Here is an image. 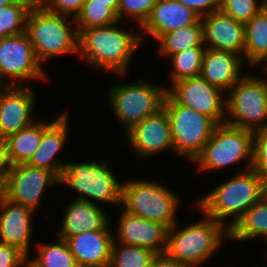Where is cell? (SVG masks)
Instances as JSON below:
<instances>
[{"mask_svg":"<svg viewBox=\"0 0 267 267\" xmlns=\"http://www.w3.org/2000/svg\"><path fill=\"white\" fill-rule=\"evenodd\" d=\"M115 22L106 26L82 29L79 32L78 51L95 69L126 73L128 63L143 40L140 35L132 34L117 27ZM93 64V65H92Z\"/></svg>","mask_w":267,"mask_h":267,"instance_id":"6da1fadb","label":"cell"},{"mask_svg":"<svg viewBox=\"0 0 267 267\" xmlns=\"http://www.w3.org/2000/svg\"><path fill=\"white\" fill-rule=\"evenodd\" d=\"M265 193L266 185L251 168L220 184L196 204L204 215L222 224L224 219L234 215V219L227 225L230 229Z\"/></svg>","mask_w":267,"mask_h":267,"instance_id":"7a4b0ae2","label":"cell"},{"mask_svg":"<svg viewBox=\"0 0 267 267\" xmlns=\"http://www.w3.org/2000/svg\"><path fill=\"white\" fill-rule=\"evenodd\" d=\"M202 215L205 218L203 221L183 229L177 227L176 223L167 230L165 254L169 258L188 267L199 266L217 251L224 237L229 239L227 224H222L203 213Z\"/></svg>","mask_w":267,"mask_h":267,"instance_id":"3957f363","label":"cell"},{"mask_svg":"<svg viewBox=\"0 0 267 267\" xmlns=\"http://www.w3.org/2000/svg\"><path fill=\"white\" fill-rule=\"evenodd\" d=\"M66 18L68 16L48 11L38 1L30 9L25 32L41 64L51 57L79 53V33L76 27L67 24Z\"/></svg>","mask_w":267,"mask_h":267,"instance_id":"277c9868","label":"cell"},{"mask_svg":"<svg viewBox=\"0 0 267 267\" xmlns=\"http://www.w3.org/2000/svg\"><path fill=\"white\" fill-rule=\"evenodd\" d=\"M178 205L177 195L161 183L149 180L122 183L121 208L129 214L160 222L169 229L176 224Z\"/></svg>","mask_w":267,"mask_h":267,"instance_id":"5b68a950","label":"cell"},{"mask_svg":"<svg viewBox=\"0 0 267 267\" xmlns=\"http://www.w3.org/2000/svg\"><path fill=\"white\" fill-rule=\"evenodd\" d=\"M252 152L253 131L221 123L215 126L211 137L192 162H196L199 170L206 171L247 160L244 170H249L252 168Z\"/></svg>","mask_w":267,"mask_h":267,"instance_id":"8992f818","label":"cell"},{"mask_svg":"<svg viewBox=\"0 0 267 267\" xmlns=\"http://www.w3.org/2000/svg\"><path fill=\"white\" fill-rule=\"evenodd\" d=\"M110 169L104 162H67L59 184L68 185L79 192L76 197L79 200L92 204H96L94 202L97 200L121 206L122 184Z\"/></svg>","mask_w":267,"mask_h":267,"instance_id":"52a82bcc","label":"cell"},{"mask_svg":"<svg viewBox=\"0 0 267 267\" xmlns=\"http://www.w3.org/2000/svg\"><path fill=\"white\" fill-rule=\"evenodd\" d=\"M245 76L229 90L226 113L232 119L225 118V123L254 132L267 127V81Z\"/></svg>","mask_w":267,"mask_h":267,"instance_id":"ba28073f","label":"cell"},{"mask_svg":"<svg viewBox=\"0 0 267 267\" xmlns=\"http://www.w3.org/2000/svg\"><path fill=\"white\" fill-rule=\"evenodd\" d=\"M163 108L170 119L174 152L193 161L217 124L210 117L177 104L167 93Z\"/></svg>","mask_w":267,"mask_h":267,"instance_id":"9c48e42d","label":"cell"},{"mask_svg":"<svg viewBox=\"0 0 267 267\" xmlns=\"http://www.w3.org/2000/svg\"><path fill=\"white\" fill-rule=\"evenodd\" d=\"M140 79L134 83L113 85L109 99L117 118L125 131L163 108L166 88Z\"/></svg>","mask_w":267,"mask_h":267,"instance_id":"30bf717a","label":"cell"},{"mask_svg":"<svg viewBox=\"0 0 267 267\" xmlns=\"http://www.w3.org/2000/svg\"><path fill=\"white\" fill-rule=\"evenodd\" d=\"M166 93L179 105L192 108L216 124L225 123L226 99L223 91L211 85L201 76L185 78L171 84Z\"/></svg>","mask_w":267,"mask_h":267,"instance_id":"8fae6325","label":"cell"},{"mask_svg":"<svg viewBox=\"0 0 267 267\" xmlns=\"http://www.w3.org/2000/svg\"><path fill=\"white\" fill-rule=\"evenodd\" d=\"M26 32L0 38V77L11 80H31L45 77Z\"/></svg>","mask_w":267,"mask_h":267,"instance_id":"7c38bea8","label":"cell"},{"mask_svg":"<svg viewBox=\"0 0 267 267\" xmlns=\"http://www.w3.org/2000/svg\"><path fill=\"white\" fill-rule=\"evenodd\" d=\"M59 182L51 171L26 163L13 165L8 171L7 198L36 210L46 187Z\"/></svg>","mask_w":267,"mask_h":267,"instance_id":"4fadbf2b","label":"cell"},{"mask_svg":"<svg viewBox=\"0 0 267 267\" xmlns=\"http://www.w3.org/2000/svg\"><path fill=\"white\" fill-rule=\"evenodd\" d=\"M126 134L130 146L143 158L174 149L171 123L164 108L135 124Z\"/></svg>","mask_w":267,"mask_h":267,"instance_id":"5bb4252c","label":"cell"},{"mask_svg":"<svg viewBox=\"0 0 267 267\" xmlns=\"http://www.w3.org/2000/svg\"><path fill=\"white\" fill-rule=\"evenodd\" d=\"M205 48L243 55L245 49V24L221 10L201 17ZM243 53V54H241Z\"/></svg>","mask_w":267,"mask_h":267,"instance_id":"9a60e30c","label":"cell"},{"mask_svg":"<svg viewBox=\"0 0 267 267\" xmlns=\"http://www.w3.org/2000/svg\"><path fill=\"white\" fill-rule=\"evenodd\" d=\"M34 96L31 88L17 85L0 93V137L7 138L33 123Z\"/></svg>","mask_w":267,"mask_h":267,"instance_id":"2e32d148","label":"cell"},{"mask_svg":"<svg viewBox=\"0 0 267 267\" xmlns=\"http://www.w3.org/2000/svg\"><path fill=\"white\" fill-rule=\"evenodd\" d=\"M120 210L119 243L147 248L156 254L165 253L168 230L165 225Z\"/></svg>","mask_w":267,"mask_h":267,"instance_id":"e0dca14e","label":"cell"},{"mask_svg":"<svg viewBox=\"0 0 267 267\" xmlns=\"http://www.w3.org/2000/svg\"><path fill=\"white\" fill-rule=\"evenodd\" d=\"M0 211V243L16 246L28 256L35 210L5 198Z\"/></svg>","mask_w":267,"mask_h":267,"instance_id":"ac0fdd59","label":"cell"},{"mask_svg":"<svg viewBox=\"0 0 267 267\" xmlns=\"http://www.w3.org/2000/svg\"><path fill=\"white\" fill-rule=\"evenodd\" d=\"M68 117L65 112L51 123L43 122V136L38 149L26 163L30 166L51 171L59 180L67 163L55 157L68 137Z\"/></svg>","mask_w":267,"mask_h":267,"instance_id":"d6986e66","label":"cell"},{"mask_svg":"<svg viewBox=\"0 0 267 267\" xmlns=\"http://www.w3.org/2000/svg\"><path fill=\"white\" fill-rule=\"evenodd\" d=\"M201 16L177 0H158L141 27L158 40L163 34L197 23Z\"/></svg>","mask_w":267,"mask_h":267,"instance_id":"ffe728a7","label":"cell"},{"mask_svg":"<svg viewBox=\"0 0 267 267\" xmlns=\"http://www.w3.org/2000/svg\"><path fill=\"white\" fill-rule=\"evenodd\" d=\"M66 241L79 267H109L114 241L110 230L87 231Z\"/></svg>","mask_w":267,"mask_h":267,"instance_id":"44dd1931","label":"cell"},{"mask_svg":"<svg viewBox=\"0 0 267 267\" xmlns=\"http://www.w3.org/2000/svg\"><path fill=\"white\" fill-rule=\"evenodd\" d=\"M242 55L205 48L200 76L223 92L230 90L242 77Z\"/></svg>","mask_w":267,"mask_h":267,"instance_id":"7402d4cb","label":"cell"},{"mask_svg":"<svg viewBox=\"0 0 267 267\" xmlns=\"http://www.w3.org/2000/svg\"><path fill=\"white\" fill-rule=\"evenodd\" d=\"M65 211L58 238L66 240L87 231L110 230L108 215L96 204L75 198Z\"/></svg>","mask_w":267,"mask_h":267,"instance_id":"603a6c76","label":"cell"},{"mask_svg":"<svg viewBox=\"0 0 267 267\" xmlns=\"http://www.w3.org/2000/svg\"><path fill=\"white\" fill-rule=\"evenodd\" d=\"M267 241V194L254 205L229 229V239L247 241L255 237Z\"/></svg>","mask_w":267,"mask_h":267,"instance_id":"cb8c5ba5","label":"cell"},{"mask_svg":"<svg viewBox=\"0 0 267 267\" xmlns=\"http://www.w3.org/2000/svg\"><path fill=\"white\" fill-rule=\"evenodd\" d=\"M244 55L253 66L267 60V14L262 9L245 24Z\"/></svg>","mask_w":267,"mask_h":267,"instance_id":"d4e9b609","label":"cell"},{"mask_svg":"<svg viewBox=\"0 0 267 267\" xmlns=\"http://www.w3.org/2000/svg\"><path fill=\"white\" fill-rule=\"evenodd\" d=\"M43 136V122H34L17 133L9 135L8 144L9 160L13 165L27 163L38 149Z\"/></svg>","mask_w":267,"mask_h":267,"instance_id":"484cf974","label":"cell"},{"mask_svg":"<svg viewBox=\"0 0 267 267\" xmlns=\"http://www.w3.org/2000/svg\"><path fill=\"white\" fill-rule=\"evenodd\" d=\"M159 41V54L171 56L190 47H205L203 43V25L201 19L193 24L163 34Z\"/></svg>","mask_w":267,"mask_h":267,"instance_id":"4316f807","label":"cell"},{"mask_svg":"<svg viewBox=\"0 0 267 267\" xmlns=\"http://www.w3.org/2000/svg\"><path fill=\"white\" fill-rule=\"evenodd\" d=\"M37 0H17L0 7V38L19 35L26 30L27 16Z\"/></svg>","mask_w":267,"mask_h":267,"instance_id":"83f0119b","label":"cell"},{"mask_svg":"<svg viewBox=\"0 0 267 267\" xmlns=\"http://www.w3.org/2000/svg\"><path fill=\"white\" fill-rule=\"evenodd\" d=\"M116 240L114 238L112 244L109 267H149L157 255L147 248L121 244Z\"/></svg>","mask_w":267,"mask_h":267,"instance_id":"f1b7e54d","label":"cell"},{"mask_svg":"<svg viewBox=\"0 0 267 267\" xmlns=\"http://www.w3.org/2000/svg\"><path fill=\"white\" fill-rule=\"evenodd\" d=\"M73 21L78 33L82 29L120 22L117 14L107 6V3L95 0H86L81 11Z\"/></svg>","mask_w":267,"mask_h":267,"instance_id":"f546056e","label":"cell"},{"mask_svg":"<svg viewBox=\"0 0 267 267\" xmlns=\"http://www.w3.org/2000/svg\"><path fill=\"white\" fill-rule=\"evenodd\" d=\"M205 47H190L171 55L172 72L169 78L172 83L201 74L202 58Z\"/></svg>","mask_w":267,"mask_h":267,"instance_id":"4dcf8cb0","label":"cell"},{"mask_svg":"<svg viewBox=\"0 0 267 267\" xmlns=\"http://www.w3.org/2000/svg\"><path fill=\"white\" fill-rule=\"evenodd\" d=\"M46 244H38L39 253L31 259L39 267H79L65 239L59 238L57 243Z\"/></svg>","mask_w":267,"mask_h":267,"instance_id":"1f68e13d","label":"cell"},{"mask_svg":"<svg viewBox=\"0 0 267 267\" xmlns=\"http://www.w3.org/2000/svg\"><path fill=\"white\" fill-rule=\"evenodd\" d=\"M263 5L257 0H221L220 10L233 17L236 21L246 24L255 14H257Z\"/></svg>","mask_w":267,"mask_h":267,"instance_id":"d6a6232c","label":"cell"},{"mask_svg":"<svg viewBox=\"0 0 267 267\" xmlns=\"http://www.w3.org/2000/svg\"><path fill=\"white\" fill-rule=\"evenodd\" d=\"M252 169L267 185V127L253 132Z\"/></svg>","mask_w":267,"mask_h":267,"instance_id":"836d02e7","label":"cell"},{"mask_svg":"<svg viewBox=\"0 0 267 267\" xmlns=\"http://www.w3.org/2000/svg\"><path fill=\"white\" fill-rule=\"evenodd\" d=\"M158 0H120L117 17L120 21L124 15L134 18L140 28L150 16L154 5Z\"/></svg>","mask_w":267,"mask_h":267,"instance_id":"e575fe53","label":"cell"},{"mask_svg":"<svg viewBox=\"0 0 267 267\" xmlns=\"http://www.w3.org/2000/svg\"><path fill=\"white\" fill-rule=\"evenodd\" d=\"M48 11L72 17L73 20L81 11L86 0H37Z\"/></svg>","mask_w":267,"mask_h":267,"instance_id":"d590c367","label":"cell"},{"mask_svg":"<svg viewBox=\"0 0 267 267\" xmlns=\"http://www.w3.org/2000/svg\"><path fill=\"white\" fill-rule=\"evenodd\" d=\"M26 257L16 246L0 243V267H21Z\"/></svg>","mask_w":267,"mask_h":267,"instance_id":"8d00e7d4","label":"cell"},{"mask_svg":"<svg viewBox=\"0 0 267 267\" xmlns=\"http://www.w3.org/2000/svg\"><path fill=\"white\" fill-rule=\"evenodd\" d=\"M185 6L194 10L201 17L221 8V0H177Z\"/></svg>","mask_w":267,"mask_h":267,"instance_id":"74e56055","label":"cell"},{"mask_svg":"<svg viewBox=\"0 0 267 267\" xmlns=\"http://www.w3.org/2000/svg\"><path fill=\"white\" fill-rule=\"evenodd\" d=\"M149 267H188L186 265L180 264L174 259L169 258L165 253L157 254Z\"/></svg>","mask_w":267,"mask_h":267,"instance_id":"f35d334b","label":"cell"},{"mask_svg":"<svg viewBox=\"0 0 267 267\" xmlns=\"http://www.w3.org/2000/svg\"><path fill=\"white\" fill-rule=\"evenodd\" d=\"M12 164L8 155V144L4 137H0V170H10Z\"/></svg>","mask_w":267,"mask_h":267,"instance_id":"ab89813d","label":"cell"},{"mask_svg":"<svg viewBox=\"0 0 267 267\" xmlns=\"http://www.w3.org/2000/svg\"><path fill=\"white\" fill-rule=\"evenodd\" d=\"M8 171L0 170V204L8 196Z\"/></svg>","mask_w":267,"mask_h":267,"instance_id":"60d3db41","label":"cell"},{"mask_svg":"<svg viewBox=\"0 0 267 267\" xmlns=\"http://www.w3.org/2000/svg\"><path fill=\"white\" fill-rule=\"evenodd\" d=\"M95 1H101L102 3H107V6H109L117 14L120 0H95Z\"/></svg>","mask_w":267,"mask_h":267,"instance_id":"b9f144b4","label":"cell"},{"mask_svg":"<svg viewBox=\"0 0 267 267\" xmlns=\"http://www.w3.org/2000/svg\"><path fill=\"white\" fill-rule=\"evenodd\" d=\"M20 266L24 267H39L33 260L29 259L27 256L20 264Z\"/></svg>","mask_w":267,"mask_h":267,"instance_id":"7bdbcfd3","label":"cell"},{"mask_svg":"<svg viewBox=\"0 0 267 267\" xmlns=\"http://www.w3.org/2000/svg\"><path fill=\"white\" fill-rule=\"evenodd\" d=\"M5 82H3V80L1 79L0 77V93L7 87V86H16V82L15 81H12L11 84L8 83V84H4ZM4 84V85H3Z\"/></svg>","mask_w":267,"mask_h":267,"instance_id":"ee69618b","label":"cell"},{"mask_svg":"<svg viewBox=\"0 0 267 267\" xmlns=\"http://www.w3.org/2000/svg\"><path fill=\"white\" fill-rule=\"evenodd\" d=\"M17 0H0V7L12 5Z\"/></svg>","mask_w":267,"mask_h":267,"instance_id":"f6af8a7d","label":"cell"},{"mask_svg":"<svg viewBox=\"0 0 267 267\" xmlns=\"http://www.w3.org/2000/svg\"><path fill=\"white\" fill-rule=\"evenodd\" d=\"M262 10L267 14V0H263Z\"/></svg>","mask_w":267,"mask_h":267,"instance_id":"bcb514c9","label":"cell"},{"mask_svg":"<svg viewBox=\"0 0 267 267\" xmlns=\"http://www.w3.org/2000/svg\"><path fill=\"white\" fill-rule=\"evenodd\" d=\"M265 75L267 77V60L265 61ZM266 81H267V79H266Z\"/></svg>","mask_w":267,"mask_h":267,"instance_id":"7dc6e473","label":"cell"}]
</instances>
